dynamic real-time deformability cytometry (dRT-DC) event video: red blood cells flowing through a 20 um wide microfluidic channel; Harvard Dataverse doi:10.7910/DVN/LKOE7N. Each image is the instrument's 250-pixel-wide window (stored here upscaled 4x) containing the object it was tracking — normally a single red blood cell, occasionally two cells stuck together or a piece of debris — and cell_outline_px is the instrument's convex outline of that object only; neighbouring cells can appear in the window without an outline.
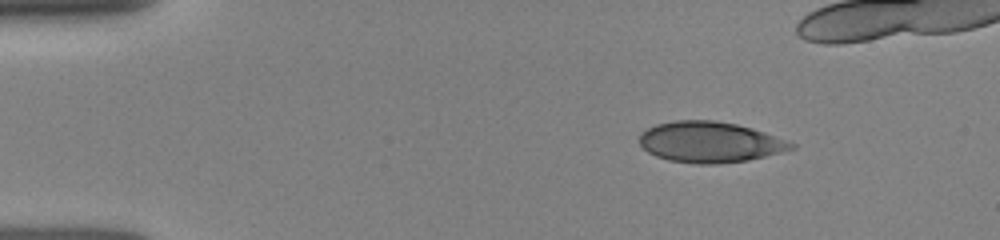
{"species": "human", "species_latin": "Homo sapiens", "temperature_condition": "room temperature", "stored_images_in_passage": 51, "camera_frame_rate_fps": 3000, "um_per_image_px": 0.085, "donor": {"sex": "female"}, "frame": {"image": 1, "passage_image": 1, "time_ms": 0.0, "image_size_px": [1000, 240], "cell_outline_px": [[796, 148], [748, 160], [716, 164], [696, 164], [668, 160], [656, 156], [648, 152], [640, 144], [640, 132], [656, 124], [676, 120], [716, 120], [736, 124], [752, 128], [764, 132], [796, 144]], "centroid_in_image_um": [60.32, 12.07], "position_along_channel_um": 24.7, "area_um2": 36.01}}
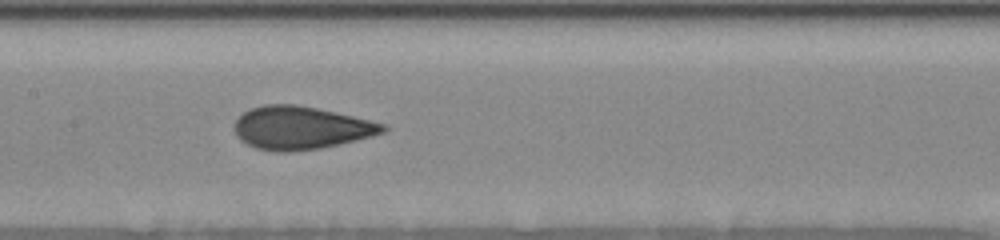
{"frame": {"image": 2, "passage_image": 24, "time_ms": 5.667, "image_size_px": [1000, 240], "cell_outline_px": [[388, 132], [340, 144], [320, 148], [288, 152], [276, 152], [256, 148], [240, 140], [236, 136], [236, 116], [252, 108], [264, 104], [296, 104], [316, 108], [388, 124]], "centroid_in_image_um": [25.6, 10.87], "position_along_channel_um": 181.8, "area_um2": 37.28}}
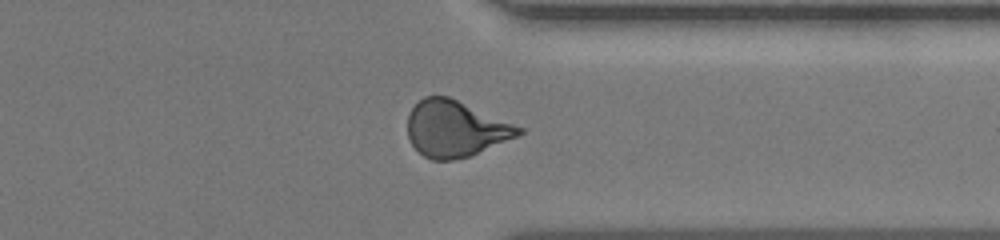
{"frame": {"image": 3, "passage_image": 45, "time_ms": 10.333, "image_size_px": [1000, 240], "cell_outline_px": [[524, 132], [520, 136], [468, 156], [452, 160], [432, 160], [424, 156], [412, 144], [408, 136], [408, 112], [424, 96], [448, 96], [524, 128]], "centroid_in_image_um": [38.72, 10.94], "position_along_channel_um": 372.7, "area_um2": 36.13}}